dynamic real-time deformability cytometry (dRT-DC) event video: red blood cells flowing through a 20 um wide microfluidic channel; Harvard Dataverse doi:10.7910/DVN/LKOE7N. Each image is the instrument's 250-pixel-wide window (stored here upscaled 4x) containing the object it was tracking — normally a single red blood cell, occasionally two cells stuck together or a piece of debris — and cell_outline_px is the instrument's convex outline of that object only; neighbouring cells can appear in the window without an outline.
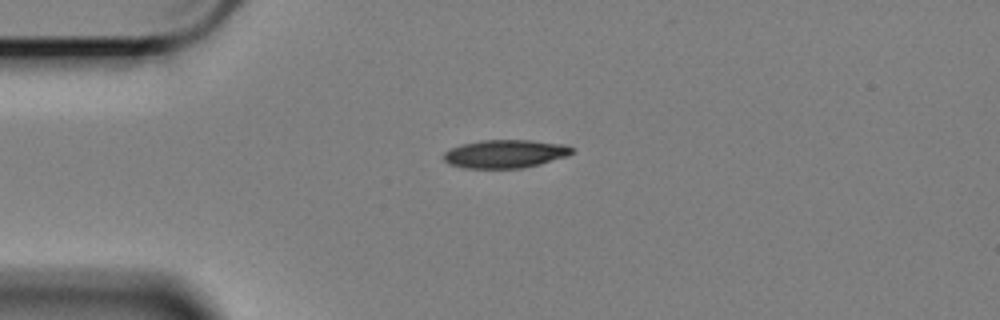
{"species": "Egyptian fruit bat (a non-hibernating species)", "species_latin": "Rousettus aegyptiacus", "temperature_condition": "cold", "stored_images_in_passage": 46, "camera_frame_rate_fps": 3000, "um_per_image_px": 0.085, "animal": {"sex": "female"}, "frame": {"image": 1, "passage_image": 1, "time_ms": 0.0, "image_size_px": [1000, 320], "cell_outline_px": [[576, 152], [568, 156], [540, 164], [524, 168], [464, 168], [448, 164], [444, 160], [444, 152], [460, 144], [484, 140], [528, 140], [564, 144], [576, 148]], "centroid_in_image_um": [42.99, 13.08], "position_along_channel_um": 42.0, "area_um2": 21.33}}
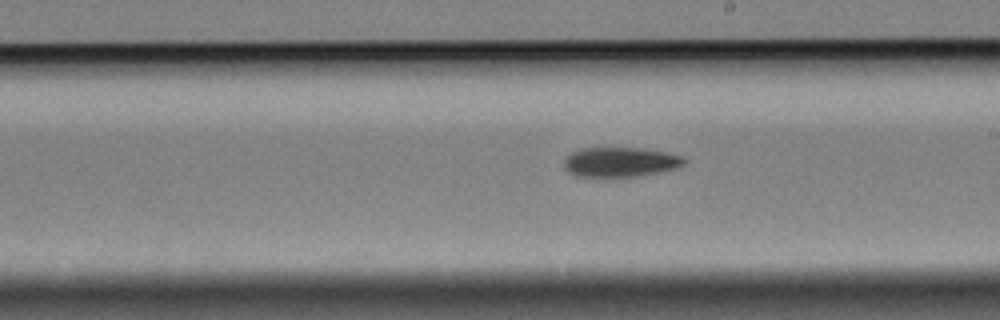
{"frame": {"image": 2, "passage_image": 20, "time_ms": 6.333, "image_size_px": [1000, 320], "cell_outline_px": [[688, 160], [680, 168], [660, 172], [636, 176], [576, 176], [568, 172], [564, 168], [564, 160], [572, 152], [580, 148], [640, 148], [664, 152], [684, 156]], "centroid_in_image_um": [52.76, 13.77], "position_along_channel_um": 236.2, "area_um2": 20.81}}
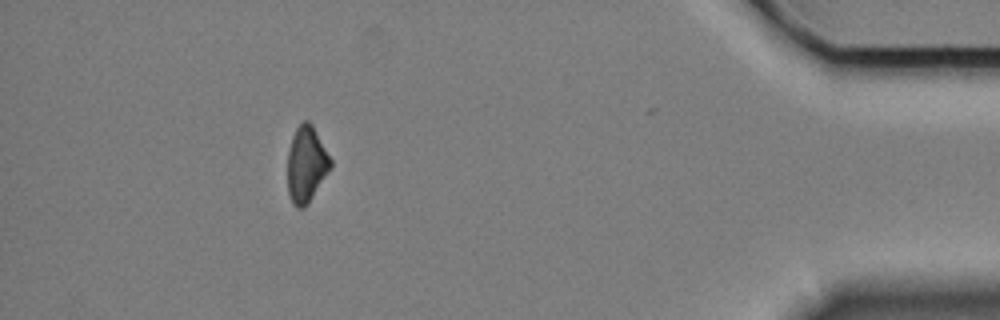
{"frame": {"image": 3, "passage_image": 40, "time_ms": 13.0, "image_size_px": [1000, 320], "cell_outline_px": [[332, 164], [328, 172], [308, 204], [304, 208], [296, 208], [292, 204], [288, 192], [288, 152], [292, 136], [296, 128], [304, 120], [308, 120], [312, 124], [332, 160]], "centroid_in_image_um": [26.03, 13.98], "position_along_channel_um": 409.2, "area_um2": 19.02}, "authors_computed_cell_mechanics": {"area_um2": 20.8947, "velocity_mm_per_s": 3.3965, "shape_relaxation_time_tau1_ms": 7.3441, "shape_relaxation_time_tau2_ms": null, "deformation_change_tau1": 0.1335, "deformation_change_tau2": null}}